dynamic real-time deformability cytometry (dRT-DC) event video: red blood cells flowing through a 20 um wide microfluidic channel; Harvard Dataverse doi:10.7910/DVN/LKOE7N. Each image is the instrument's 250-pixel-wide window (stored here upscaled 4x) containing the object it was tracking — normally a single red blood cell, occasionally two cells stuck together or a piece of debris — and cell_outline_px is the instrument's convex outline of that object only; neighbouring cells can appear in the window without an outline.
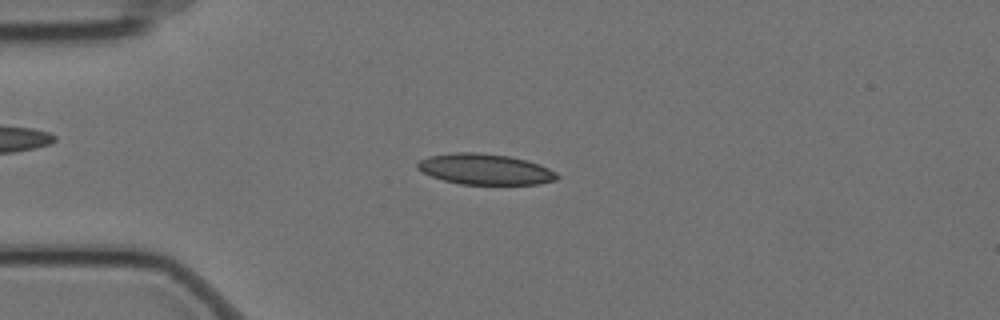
{"species": "Egyptian fruit bat (a non-hibernating species)", "species_latin": "Rousettus aegyptiacus", "temperature_condition": "cold", "stored_images_in_passage": 7, "camera_frame_rate_fps": 3000, "um_per_image_px": 0.085, "animal": {"sex": "female"}, "frame": {"image": 1, "passage_image": 3, "time_ms": 0.667, "image_size_px": [1000, 320], "cell_outline_px": [[560, 176], [556, 180], [540, 184], [460, 184], [444, 180], [432, 176], [416, 168], [416, 164], [420, 160], [428, 156], [456, 152], [476, 152], [508, 156], [540, 164], [556, 172]], "centroid_in_image_um": [41.24, 14.38], "position_along_channel_um": 43.8, "area_um2": 24.91}}
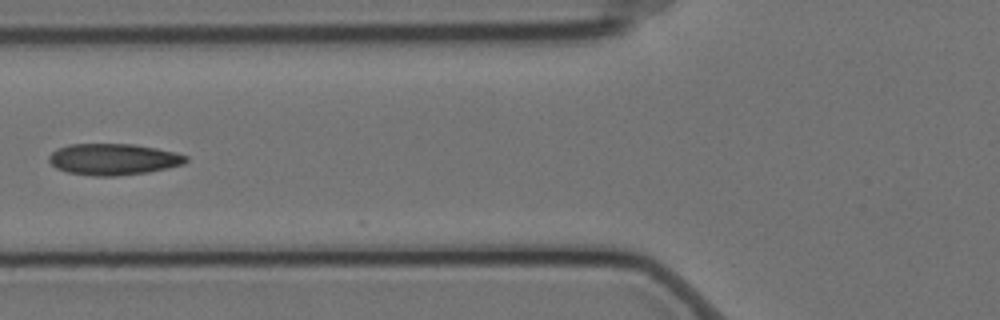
{"frame": {"image": 2, "passage_image": 5, "time_ms": 1.333, "image_size_px": [1000, 320], "cell_outline_px": [[188, 160], [184, 164], [168, 168], [148, 172], [116, 176], [96, 176], [68, 172], [56, 168], [48, 160], [48, 156], [56, 148], [68, 144], [136, 144], [176, 152], [188, 156]], "centroid_in_image_um": [9.64, 13.53], "position_along_channel_um": 116.2, "area_um2": 25.2}}
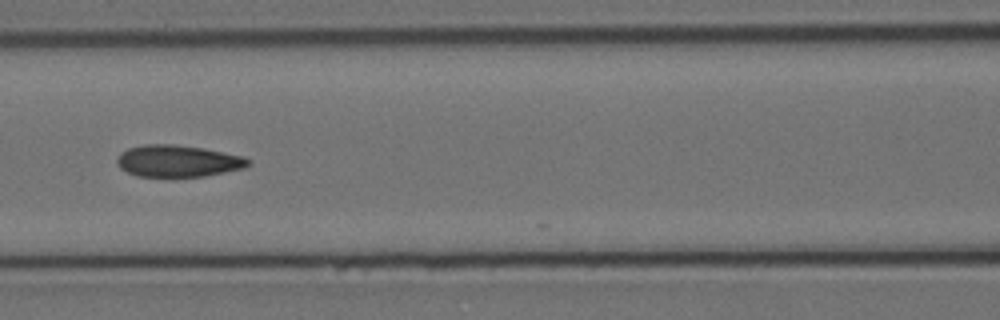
{"frame": {"image": 3, "passage_image": 6, "time_ms": 1.667, "image_size_px": [1000, 320], "cell_outline_px": [[252, 164], [244, 168], [204, 176], [136, 176], [120, 168], [116, 164], [116, 160], [120, 152], [128, 148], [144, 144], [172, 144], [204, 148], [244, 156], [252, 160]], "centroid_in_image_um": [15.13, 13.67], "position_along_channel_um": 151.5, "area_um2": 24.45}}